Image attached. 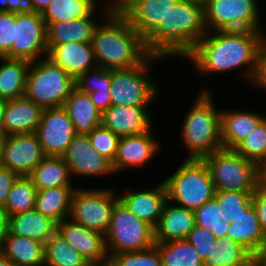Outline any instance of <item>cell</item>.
I'll use <instances>...</instances> for the list:
<instances>
[{
	"instance_id": "6da1fadb",
	"label": "cell",
	"mask_w": 266,
	"mask_h": 266,
	"mask_svg": "<svg viewBox=\"0 0 266 266\" xmlns=\"http://www.w3.org/2000/svg\"><path fill=\"white\" fill-rule=\"evenodd\" d=\"M265 38L262 31H207L185 58L193 63L201 76L223 74L244 67V77L252 84L257 72L259 49Z\"/></svg>"
},
{
	"instance_id": "7a4b0ae2",
	"label": "cell",
	"mask_w": 266,
	"mask_h": 266,
	"mask_svg": "<svg viewBox=\"0 0 266 266\" xmlns=\"http://www.w3.org/2000/svg\"><path fill=\"white\" fill-rule=\"evenodd\" d=\"M103 8L106 19L98 23L91 40L97 66L114 70L142 64L150 56L145 39L123 14L110 12L109 2Z\"/></svg>"
},
{
	"instance_id": "3957f363",
	"label": "cell",
	"mask_w": 266,
	"mask_h": 266,
	"mask_svg": "<svg viewBox=\"0 0 266 266\" xmlns=\"http://www.w3.org/2000/svg\"><path fill=\"white\" fill-rule=\"evenodd\" d=\"M206 33L204 6L179 0L145 39V45L153 56L185 58Z\"/></svg>"
},
{
	"instance_id": "277c9868",
	"label": "cell",
	"mask_w": 266,
	"mask_h": 266,
	"mask_svg": "<svg viewBox=\"0 0 266 266\" xmlns=\"http://www.w3.org/2000/svg\"><path fill=\"white\" fill-rule=\"evenodd\" d=\"M213 93L199 91L193 106L184 119L181 139L189 154L187 159L202 160L214 151L222 149L221 111L215 107Z\"/></svg>"
},
{
	"instance_id": "5b68a950",
	"label": "cell",
	"mask_w": 266,
	"mask_h": 266,
	"mask_svg": "<svg viewBox=\"0 0 266 266\" xmlns=\"http://www.w3.org/2000/svg\"><path fill=\"white\" fill-rule=\"evenodd\" d=\"M164 183L171 203L195 211L214 198L216 189L203 160L185 159Z\"/></svg>"
},
{
	"instance_id": "8992f818",
	"label": "cell",
	"mask_w": 266,
	"mask_h": 266,
	"mask_svg": "<svg viewBox=\"0 0 266 266\" xmlns=\"http://www.w3.org/2000/svg\"><path fill=\"white\" fill-rule=\"evenodd\" d=\"M75 88V80L45 57L30 63L25 97L45 108L62 107Z\"/></svg>"
},
{
	"instance_id": "52a82bcc",
	"label": "cell",
	"mask_w": 266,
	"mask_h": 266,
	"mask_svg": "<svg viewBox=\"0 0 266 266\" xmlns=\"http://www.w3.org/2000/svg\"><path fill=\"white\" fill-rule=\"evenodd\" d=\"M202 160L210 171L216 191L254 192L258 186L257 163L234 149H219Z\"/></svg>"
},
{
	"instance_id": "ba28073f",
	"label": "cell",
	"mask_w": 266,
	"mask_h": 266,
	"mask_svg": "<svg viewBox=\"0 0 266 266\" xmlns=\"http://www.w3.org/2000/svg\"><path fill=\"white\" fill-rule=\"evenodd\" d=\"M162 59L164 58L150 55L138 66L112 69L110 85L112 105L150 106L156 100L159 89L158 84L149 77L148 70L153 63Z\"/></svg>"
},
{
	"instance_id": "9c48e42d",
	"label": "cell",
	"mask_w": 266,
	"mask_h": 266,
	"mask_svg": "<svg viewBox=\"0 0 266 266\" xmlns=\"http://www.w3.org/2000/svg\"><path fill=\"white\" fill-rule=\"evenodd\" d=\"M105 243L109 258L122 252L142 251L156 244L154 228L137 218L119 200L113 209Z\"/></svg>"
},
{
	"instance_id": "30bf717a",
	"label": "cell",
	"mask_w": 266,
	"mask_h": 266,
	"mask_svg": "<svg viewBox=\"0 0 266 266\" xmlns=\"http://www.w3.org/2000/svg\"><path fill=\"white\" fill-rule=\"evenodd\" d=\"M109 189H85L76 187L71 204L70 217L88 229L106 234L118 195Z\"/></svg>"
},
{
	"instance_id": "8fae6325",
	"label": "cell",
	"mask_w": 266,
	"mask_h": 266,
	"mask_svg": "<svg viewBox=\"0 0 266 266\" xmlns=\"http://www.w3.org/2000/svg\"><path fill=\"white\" fill-rule=\"evenodd\" d=\"M257 0H208L204 6L207 31H263Z\"/></svg>"
},
{
	"instance_id": "7c38bea8",
	"label": "cell",
	"mask_w": 266,
	"mask_h": 266,
	"mask_svg": "<svg viewBox=\"0 0 266 266\" xmlns=\"http://www.w3.org/2000/svg\"><path fill=\"white\" fill-rule=\"evenodd\" d=\"M47 26L41 13H14V40L10 59L34 62L47 57ZM41 56V57H40Z\"/></svg>"
},
{
	"instance_id": "4fadbf2b",
	"label": "cell",
	"mask_w": 266,
	"mask_h": 266,
	"mask_svg": "<svg viewBox=\"0 0 266 266\" xmlns=\"http://www.w3.org/2000/svg\"><path fill=\"white\" fill-rule=\"evenodd\" d=\"M35 134L45 156H63L77 135L63 107L45 108Z\"/></svg>"
},
{
	"instance_id": "5bb4252c",
	"label": "cell",
	"mask_w": 266,
	"mask_h": 266,
	"mask_svg": "<svg viewBox=\"0 0 266 266\" xmlns=\"http://www.w3.org/2000/svg\"><path fill=\"white\" fill-rule=\"evenodd\" d=\"M44 157L35 133L9 135L5 140L1 167L18 176H28Z\"/></svg>"
},
{
	"instance_id": "9a60e30c",
	"label": "cell",
	"mask_w": 266,
	"mask_h": 266,
	"mask_svg": "<svg viewBox=\"0 0 266 266\" xmlns=\"http://www.w3.org/2000/svg\"><path fill=\"white\" fill-rule=\"evenodd\" d=\"M71 178L105 176L113 174L111 162L92 147L87 134H77L62 156Z\"/></svg>"
},
{
	"instance_id": "2e32d148",
	"label": "cell",
	"mask_w": 266,
	"mask_h": 266,
	"mask_svg": "<svg viewBox=\"0 0 266 266\" xmlns=\"http://www.w3.org/2000/svg\"><path fill=\"white\" fill-rule=\"evenodd\" d=\"M57 230L91 266H106L109 263L104 234L88 229L71 218L58 223Z\"/></svg>"
},
{
	"instance_id": "e0dca14e",
	"label": "cell",
	"mask_w": 266,
	"mask_h": 266,
	"mask_svg": "<svg viewBox=\"0 0 266 266\" xmlns=\"http://www.w3.org/2000/svg\"><path fill=\"white\" fill-rule=\"evenodd\" d=\"M153 128L147 132L120 137L116 156L111 163L113 172L141 168L161 150V143L154 138Z\"/></svg>"
},
{
	"instance_id": "ac0fdd59",
	"label": "cell",
	"mask_w": 266,
	"mask_h": 266,
	"mask_svg": "<svg viewBox=\"0 0 266 266\" xmlns=\"http://www.w3.org/2000/svg\"><path fill=\"white\" fill-rule=\"evenodd\" d=\"M148 107L111 105L102 113L101 124L119 137L147 132L154 124Z\"/></svg>"
},
{
	"instance_id": "d6986e66",
	"label": "cell",
	"mask_w": 266,
	"mask_h": 266,
	"mask_svg": "<svg viewBox=\"0 0 266 266\" xmlns=\"http://www.w3.org/2000/svg\"><path fill=\"white\" fill-rule=\"evenodd\" d=\"M118 197L129 211L153 228L156 227L164 204L168 200L164 181L158 183L152 189L148 190L147 188V190L143 189L142 191L128 190Z\"/></svg>"
},
{
	"instance_id": "ffe728a7",
	"label": "cell",
	"mask_w": 266,
	"mask_h": 266,
	"mask_svg": "<svg viewBox=\"0 0 266 266\" xmlns=\"http://www.w3.org/2000/svg\"><path fill=\"white\" fill-rule=\"evenodd\" d=\"M47 58L60 66L74 80L97 66L91 42L54 45L48 50Z\"/></svg>"
},
{
	"instance_id": "44dd1931",
	"label": "cell",
	"mask_w": 266,
	"mask_h": 266,
	"mask_svg": "<svg viewBox=\"0 0 266 266\" xmlns=\"http://www.w3.org/2000/svg\"><path fill=\"white\" fill-rule=\"evenodd\" d=\"M44 108L25 96L5 102L3 132L6 136L35 133Z\"/></svg>"
},
{
	"instance_id": "7402d4cb",
	"label": "cell",
	"mask_w": 266,
	"mask_h": 266,
	"mask_svg": "<svg viewBox=\"0 0 266 266\" xmlns=\"http://www.w3.org/2000/svg\"><path fill=\"white\" fill-rule=\"evenodd\" d=\"M179 0H138L123 15L131 27L146 39L165 20Z\"/></svg>"
},
{
	"instance_id": "603a6c76",
	"label": "cell",
	"mask_w": 266,
	"mask_h": 266,
	"mask_svg": "<svg viewBox=\"0 0 266 266\" xmlns=\"http://www.w3.org/2000/svg\"><path fill=\"white\" fill-rule=\"evenodd\" d=\"M194 226V211L175 204L173 206V204L167 200L164 204L159 221L154 228L155 243L186 239Z\"/></svg>"
},
{
	"instance_id": "cb8c5ba5",
	"label": "cell",
	"mask_w": 266,
	"mask_h": 266,
	"mask_svg": "<svg viewBox=\"0 0 266 266\" xmlns=\"http://www.w3.org/2000/svg\"><path fill=\"white\" fill-rule=\"evenodd\" d=\"M265 117L253 110H221L220 130L223 149H234Z\"/></svg>"
},
{
	"instance_id": "d4e9b609",
	"label": "cell",
	"mask_w": 266,
	"mask_h": 266,
	"mask_svg": "<svg viewBox=\"0 0 266 266\" xmlns=\"http://www.w3.org/2000/svg\"><path fill=\"white\" fill-rule=\"evenodd\" d=\"M62 107L77 134H88L101 125L102 113L94 105L90 95L79 91L76 87L67 96Z\"/></svg>"
},
{
	"instance_id": "484cf974",
	"label": "cell",
	"mask_w": 266,
	"mask_h": 266,
	"mask_svg": "<svg viewBox=\"0 0 266 266\" xmlns=\"http://www.w3.org/2000/svg\"><path fill=\"white\" fill-rule=\"evenodd\" d=\"M9 231L14 235L34 239L45 245L57 231V223L34 208L9 216Z\"/></svg>"
},
{
	"instance_id": "4316f807",
	"label": "cell",
	"mask_w": 266,
	"mask_h": 266,
	"mask_svg": "<svg viewBox=\"0 0 266 266\" xmlns=\"http://www.w3.org/2000/svg\"><path fill=\"white\" fill-rule=\"evenodd\" d=\"M92 14L90 17L77 18L72 21H60L47 25V48L48 50L57 44L68 42H91L97 21Z\"/></svg>"
},
{
	"instance_id": "83f0119b",
	"label": "cell",
	"mask_w": 266,
	"mask_h": 266,
	"mask_svg": "<svg viewBox=\"0 0 266 266\" xmlns=\"http://www.w3.org/2000/svg\"><path fill=\"white\" fill-rule=\"evenodd\" d=\"M227 238L240 243L256 258L266 249V236L253 205L244 212L240 222L230 223Z\"/></svg>"
},
{
	"instance_id": "f1b7e54d",
	"label": "cell",
	"mask_w": 266,
	"mask_h": 266,
	"mask_svg": "<svg viewBox=\"0 0 266 266\" xmlns=\"http://www.w3.org/2000/svg\"><path fill=\"white\" fill-rule=\"evenodd\" d=\"M0 252L16 266H44V244L9 230L3 239Z\"/></svg>"
},
{
	"instance_id": "f546056e",
	"label": "cell",
	"mask_w": 266,
	"mask_h": 266,
	"mask_svg": "<svg viewBox=\"0 0 266 266\" xmlns=\"http://www.w3.org/2000/svg\"><path fill=\"white\" fill-rule=\"evenodd\" d=\"M111 75L112 69L96 66L75 80V87L81 92L88 93L101 113L112 105L110 96Z\"/></svg>"
},
{
	"instance_id": "4dcf8cb0",
	"label": "cell",
	"mask_w": 266,
	"mask_h": 266,
	"mask_svg": "<svg viewBox=\"0 0 266 266\" xmlns=\"http://www.w3.org/2000/svg\"><path fill=\"white\" fill-rule=\"evenodd\" d=\"M37 191L47 188L75 187L62 156H45L28 175Z\"/></svg>"
},
{
	"instance_id": "1f68e13d",
	"label": "cell",
	"mask_w": 266,
	"mask_h": 266,
	"mask_svg": "<svg viewBox=\"0 0 266 266\" xmlns=\"http://www.w3.org/2000/svg\"><path fill=\"white\" fill-rule=\"evenodd\" d=\"M0 61V99L9 101L24 97L31 62L6 57H0Z\"/></svg>"
},
{
	"instance_id": "d6a6232c",
	"label": "cell",
	"mask_w": 266,
	"mask_h": 266,
	"mask_svg": "<svg viewBox=\"0 0 266 266\" xmlns=\"http://www.w3.org/2000/svg\"><path fill=\"white\" fill-rule=\"evenodd\" d=\"M75 187L47 188L37 191L35 209L57 224L70 217Z\"/></svg>"
},
{
	"instance_id": "836d02e7",
	"label": "cell",
	"mask_w": 266,
	"mask_h": 266,
	"mask_svg": "<svg viewBox=\"0 0 266 266\" xmlns=\"http://www.w3.org/2000/svg\"><path fill=\"white\" fill-rule=\"evenodd\" d=\"M44 266H91L57 230L44 245Z\"/></svg>"
},
{
	"instance_id": "e575fe53",
	"label": "cell",
	"mask_w": 266,
	"mask_h": 266,
	"mask_svg": "<svg viewBox=\"0 0 266 266\" xmlns=\"http://www.w3.org/2000/svg\"><path fill=\"white\" fill-rule=\"evenodd\" d=\"M254 256L240 243L229 238L217 239L203 266H245Z\"/></svg>"
},
{
	"instance_id": "d590c367",
	"label": "cell",
	"mask_w": 266,
	"mask_h": 266,
	"mask_svg": "<svg viewBox=\"0 0 266 266\" xmlns=\"http://www.w3.org/2000/svg\"><path fill=\"white\" fill-rule=\"evenodd\" d=\"M97 9L86 0H52L41 15L47 26L54 22L90 17Z\"/></svg>"
},
{
	"instance_id": "8d00e7d4",
	"label": "cell",
	"mask_w": 266,
	"mask_h": 266,
	"mask_svg": "<svg viewBox=\"0 0 266 266\" xmlns=\"http://www.w3.org/2000/svg\"><path fill=\"white\" fill-rule=\"evenodd\" d=\"M163 266H203L204 261L186 239L156 243Z\"/></svg>"
},
{
	"instance_id": "74e56055",
	"label": "cell",
	"mask_w": 266,
	"mask_h": 266,
	"mask_svg": "<svg viewBox=\"0 0 266 266\" xmlns=\"http://www.w3.org/2000/svg\"><path fill=\"white\" fill-rule=\"evenodd\" d=\"M37 189L28 176H18L7 197L5 208L9 216L35 208Z\"/></svg>"
},
{
	"instance_id": "f35d334b",
	"label": "cell",
	"mask_w": 266,
	"mask_h": 266,
	"mask_svg": "<svg viewBox=\"0 0 266 266\" xmlns=\"http://www.w3.org/2000/svg\"><path fill=\"white\" fill-rule=\"evenodd\" d=\"M194 214L195 225L211 231L216 239L227 238L230 218L223 213L214 198L196 209Z\"/></svg>"
},
{
	"instance_id": "ab89813d",
	"label": "cell",
	"mask_w": 266,
	"mask_h": 266,
	"mask_svg": "<svg viewBox=\"0 0 266 266\" xmlns=\"http://www.w3.org/2000/svg\"><path fill=\"white\" fill-rule=\"evenodd\" d=\"M253 192L216 191L214 199L223 213L230 218V223H237L244 217V212L252 205Z\"/></svg>"
},
{
	"instance_id": "60d3db41",
	"label": "cell",
	"mask_w": 266,
	"mask_h": 266,
	"mask_svg": "<svg viewBox=\"0 0 266 266\" xmlns=\"http://www.w3.org/2000/svg\"><path fill=\"white\" fill-rule=\"evenodd\" d=\"M234 150L257 164L266 157V117Z\"/></svg>"
},
{
	"instance_id": "b9f144b4",
	"label": "cell",
	"mask_w": 266,
	"mask_h": 266,
	"mask_svg": "<svg viewBox=\"0 0 266 266\" xmlns=\"http://www.w3.org/2000/svg\"><path fill=\"white\" fill-rule=\"evenodd\" d=\"M112 266H163L156 245L136 252H122L109 258Z\"/></svg>"
},
{
	"instance_id": "7bdbcfd3",
	"label": "cell",
	"mask_w": 266,
	"mask_h": 266,
	"mask_svg": "<svg viewBox=\"0 0 266 266\" xmlns=\"http://www.w3.org/2000/svg\"><path fill=\"white\" fill-rule=\"evenodd\" d=\"M87 135L95 151L112 163L117 153L120 137L102 124L95 127Z\"/></svg>"
},
{
	"instance_id": "ee69618b",
	"label": "cell",
	"mask_w": 266,
	"mask_h": 266,
	"mask_svg": "<svg viewBox=\"0 0 266 266\" xmlns=\"http://www.w3.org/2000/svg\"><path fill=\"white\" fill-rule=\"evenodd\" d=\"M186 240L194 246L195 251L204 261L210 256V252L215 247V241L217 239L211 231L195 225L187 235Z\"/></svg>"
},
{
	"instance_id": "f6af8a7d",
	"label": "cell",
	"mask_w": 266,
	"mask_h": 266,
	"mask_svg": "<svg viewBox=\"0 0 266 266\" xmlns=\"http://www.w3.org/2000/svg\"><path fill=\"white\" fill-rule=\"evenodd\" d=\"M14 40V13L0 10V57L10 59Z\"/></svg>"
},
{
	"instance_id": "bcb514c9",
	"label": "cell",
	"mask_w": 266,
	"mask_h": 266,
	"mask_svg": "<svg viewBox=\"0 0 266 266\" xmlns=\"http://www.w3.org/2000/svg\"><path fill=\"white\" fill-rule=\"evenodd\" d=\"M252 205L255 209L262 231L266 236V189L259 186L253 192Z\"/></svg>"
},
{
	"instance_id": "7dc6e473",
	"label": "cell",
	"mask_w": 266,
	"mask_h": 266,
	"mask_svg": "<svg viewBox=\"0 0 266 266\" xmlns=\"http://www.w3.org/2000/svg\"><path fill=\"white\" fill-rule=\"evenodd\" d=\"M0 10L15 14L35 12L32 0H0Z\"/></svg>"
},
{
	"instance_id": "c3c4849f",
	"label": "cell",
	"mask_w": 266,
	"mask_h": 266,
	"mask_svg": "<svg viewBox=\"0 0 266 266\" xmlns=\"http://www.w3.org/2000/svg\"><path fill=\"white\" fill-rule=\"evenodd\" d=\"M266 91V38L262 41V44L258 53V67L255 79L252 83Z\"/></svg>"
},
{
	"instance_id": "681fc988",
	"label": "cell",
	"mask_w": 266,
	"mask_h": 266,
	"mask_svg": "<svg viewBox=\"0 0 266 266\" xmlns=\"http://www.w3.org/2000/svg\"><path fill=\"white\" fill-rule=\"evenodd\" d=\"M18 175L0 166V204L5 205L9 191Z\"/></svg>"
},
{
	"instance_id": "f907efd6",
	"label": "cell",
	"mask_w": 266,
	"mask_h": 266,
	"mask_svg": "<svg viewBox=\"0 0 266 266\" xmlns=\"http://www.w3.org/2000/svg\"><path fill=\"white\" fill-rule=\"evenodd\" d=\"M138 0H109L110 12L123 14L132 4Z\"/></svg>"
},
{
	"instance_id": "816d5d0a",
	"label": "cell",
	"mask_w": 266,
	"mask_h": 266,
	"mask_svg": "<svg viewBox=\"0 0 266 266\" xmlns=\"http://www.w3.org/2000/svg\"><path fill=\"white\" fill-rule=\"evenodd\" d=\"M9 230V215L5 208V205L0 204V248L5 238L6 233Z\"/></svg>"
},
{
	"instance_id": "f5cc1de1",
	"label": "cell",
	"mask_w": 266,
	"mask_h": 266,
	"mask_svg": "<svg viewBox=\"0 0 266 266\" xmlns=\"http://www.w3.org/2000/svg\"><path fill=\"white\" fill-rule=\"evenodd\" d=\"M258 186L266 189V157L257 164Z\"/></svg>"
},
{
	"instance_id": "db71d44e",
	"label": "cell",
	"mask_w": 266,
	"mask_h": 266,
	"mask_svg": "<svg viewBox=\"0 0 266 266\" xmlns=\"http://www.w3.org/2000/svg\"><path fill=\"white\" fill-rule=\"evenodd\" d=\"M52 0H32L34 10L37 13H42L47 8Z\"/></svg>"
},
{
	"instance_id": "11a10c76",
	"label": "cell",
	"mask_w": 266,
	"mask_h": 266,
	"mask_svg": "<svg viewBox=\"0 0 266 266\" xmlns=\"http://www.w3.org/2000/svg\"><path fill=\"white\" fill-rule=\"evenodd\" d=\"M4 100L0 99V132H3V123H4V109H5Z\"/></svg>"
},
{
	"instance_id": "9f6ffc18",
	"label": "cell",
	"mask_w": 266,
	"mask_h": 266,
	"mask_svg": "<svg viewBox=\"0 0 266 266\" xmlns=\"http://www.w3.org/2000/svg\"><path fill=\"white\" fill-rule=\"evenodd\" d=\"M0 266H16V264L0 252Z\"/></svg>"
},
{
	"instance_id": "6f0895ef",
	"label": "cell",
	"mask_w": 266,
	"mask_h": 266,
	"mask_svg": "<svg viewBox=\"0 0 266 266\" xmlns=\"http://www.w3.org/2000/svg\"><path fill=\"white\" fill-rule=\"evenodd\" d=\"M6 135L4 132H0V166L2 163V154H3V149H4V144L6 140Z\"/></svg>"
},
{
	"instance_id": "680465c9",
	"label": "cell",
	"mask_w": 266,
	"mask_h": 266,
	"mask_svg": "<svg viewBox=\"0 0 266 266\" xmlns=\"http://www.w3.org/2000/svg\"><path fill=\"white\" fill-rule=\"evenodd\" d=\"M259 266H266V249L257 257Z\"/></svg>"
},
{
	"instance_id": "91938a15",
	"label": "cell",
	"mask_w": 266,
	"mask_h": 266,
	"mask_svg": "<svg viewBox=\"0 0 266 266\" xmlns=\"http://www.w3.org/2000/svg\"><path fill=\"white\" fill-rule=\"evenodd\" d=\"M185 1H189V2H194V3H199L202 6H205L208 2V0H185Z\"/></svg>"
},
{
	"instance_id": "94428289",
	"label": "cell",
	"mask_w": 266,
	"mask_h": 266,
	"mask_svg": "<svg viewBox=\"0 0 266 266\" xmlns=\"http://www.w3.org/2000/svg\"><path fill=\"white\" fill-rule=\"evenodd\" d=\"M245 266H259V263L257 261V258L254 257L247 265Z\"/></svg>"
},
{
	"instance_id": "6125c7cd",
	"label": "cell",
	"mask_w": 266,
	"mask_h": 266,
	"mask_svg": "<svg viewBox=\"0 0 266 266\" xmlns=\"http://www.w3.org/2000/svg\"><path fill=\"white\" fill-rule=\"evenodd\" d=\"M86 1H90L96 7V1L95 0H86Z\"/></svg>"
}]
</instances>
